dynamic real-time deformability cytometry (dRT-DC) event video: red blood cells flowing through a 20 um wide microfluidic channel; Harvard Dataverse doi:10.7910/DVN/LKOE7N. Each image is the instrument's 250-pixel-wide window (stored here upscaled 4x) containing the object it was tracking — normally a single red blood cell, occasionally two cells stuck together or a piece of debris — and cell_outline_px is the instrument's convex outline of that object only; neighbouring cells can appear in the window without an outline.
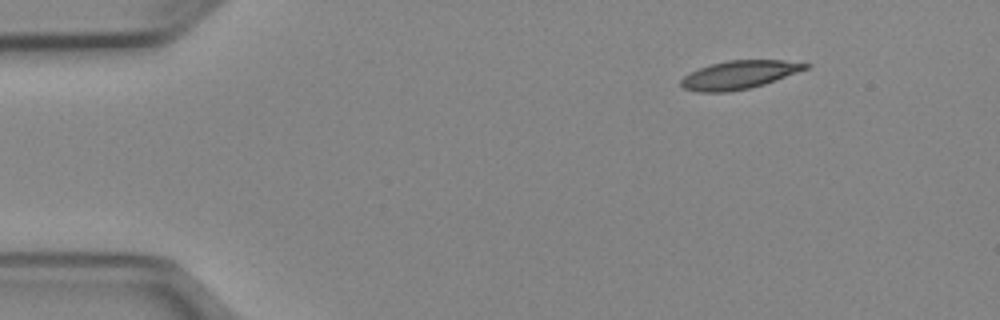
{"species": "Egyptian fruit bat (a non-hibernating species)", "species_latin": "Rousettus aegyptiacus", "temperature_condition": "cold", "stored_images_in_passage": 45, "camera_frame_rate_fps": 3000, "um_per_image_px": 0.085, "animal": {"sex": "female"}, "frame": {"image": 1, "passage_image": 1, "time_ms": 0.0, "image_size_px": [1000, 320], "cell_outline_px": [[812, 64], [808, 68], [764, 84], [748, 88], [728, 92], [696, 92], [684, 88], [680, 84], [680, 80], [688, 72], [712, 64], [728, 60], [784, 60]], "centroid_in_image_um": [62.8, 6.36], "position_along_channel_um": 22.2, "area_um2": 20.4}}
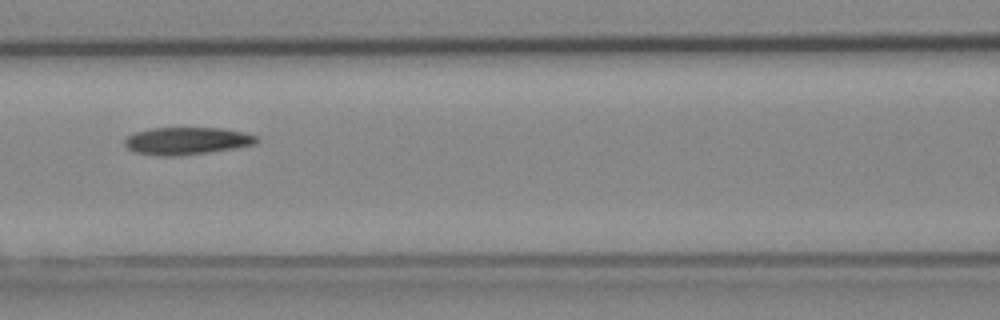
{"frame": {"image": 2, "passage_image": 17, "time_ms": 5.333, "image_size_px": [1000, 320], "cell_outline_px": [[260, 140], [256, 144], [208, 152], [176, 156], [160, 156], [132, 152], [124, 144], [124, 140], [128, 136], [136, 132], [148, 128], [220, 128], [240, 132], [256, 136]], "centroid_in_image_um": [15.82, 11.98], "position_along_channel_um": 150.8, "area_um2": 20.92}}
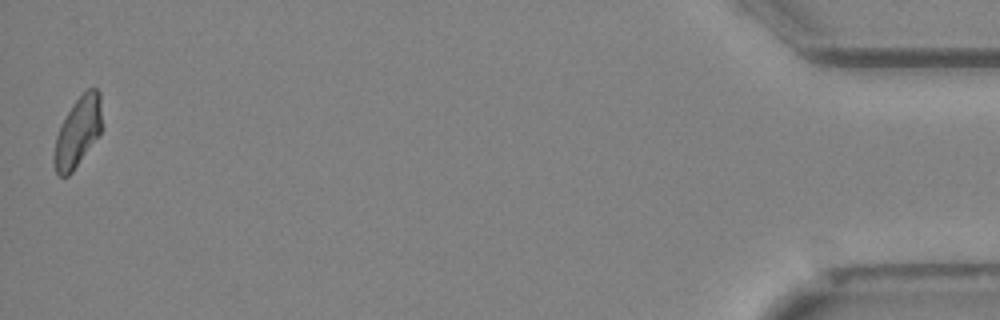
{"frame": {"image": 3, "passage_image": 45, "time_ms": 14.667, "image_size_px": [1000, 320], "cell_outline_px": [[100, 132], [72, 172], [68, 176], [60, 176], [56, 172], [52, 160], [56, 136], [60, 124], [72, 104], [88, 88], [96, 88], [100, 92]], "centroid_in_image_um": [6.56, 11.22], "position_along_channel_um": 428.6, "area_um2": 19.07}}